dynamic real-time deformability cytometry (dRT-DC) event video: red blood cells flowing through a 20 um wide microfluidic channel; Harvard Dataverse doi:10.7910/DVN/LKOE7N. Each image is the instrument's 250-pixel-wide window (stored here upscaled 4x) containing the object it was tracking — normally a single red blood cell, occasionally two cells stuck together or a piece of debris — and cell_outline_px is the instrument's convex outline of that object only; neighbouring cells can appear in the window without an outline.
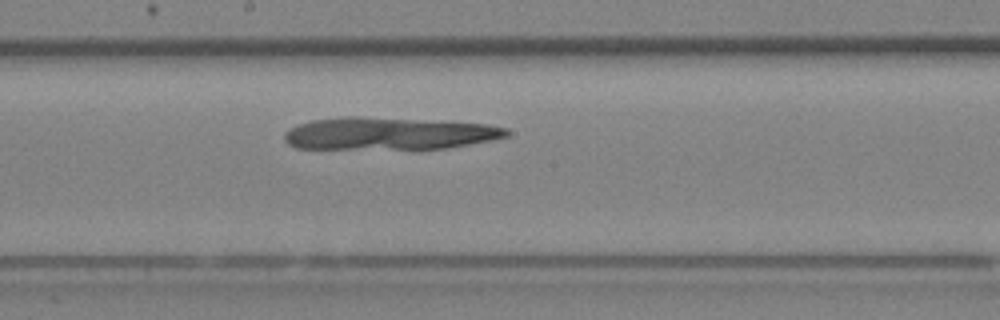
{"species": "Egyptian fruit bat (a non-hibernating species)", "species_latin": "Rousettus aegyptiacus", "temperature_condition": "room temperature", "stored_images_in_passage": 12, "camera_frame_rate_fps": 3000, "um_per_image_px": 0.085, "animal": {"sex": "female"}, "frame": {"image": 1, "passage_image": 8, "time_ms": 2.333, "image_size_px": [1000, 320], "cell_outline_px": [[512, 132], [508, 136], [492, 140], [448, 148], [296, 148], [288, 144], [284, 140], [284, 132], [300, 124], [312, 120], [348, 116], [360, 116], [488, 124], [508, 128]], "centroid_in_image_um": [33.09, 11.34], "position_along_channel_um": 215.1, "area_um2": 41.62}}
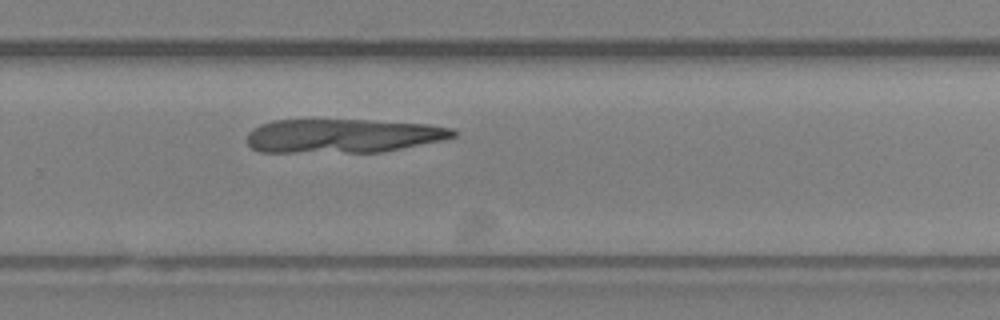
{"frame": {"image": 2, "passage_image": 12, "time_ms": 3.667, "image_size_px": [1000, 320], "cell_outline_px": [[456, 136], [444, 140], [380, 152], [260, 152], [252, 148], [248, 144], [248, 132], [252, 128], [260, 124], [272, 120], [372, 120], [428, 124], [452, 128], [456, 132]], "centroid_in_image_um": [29.14, 11.54], "position_along_channel_um": 300.7, "area_um2": 40.86}}